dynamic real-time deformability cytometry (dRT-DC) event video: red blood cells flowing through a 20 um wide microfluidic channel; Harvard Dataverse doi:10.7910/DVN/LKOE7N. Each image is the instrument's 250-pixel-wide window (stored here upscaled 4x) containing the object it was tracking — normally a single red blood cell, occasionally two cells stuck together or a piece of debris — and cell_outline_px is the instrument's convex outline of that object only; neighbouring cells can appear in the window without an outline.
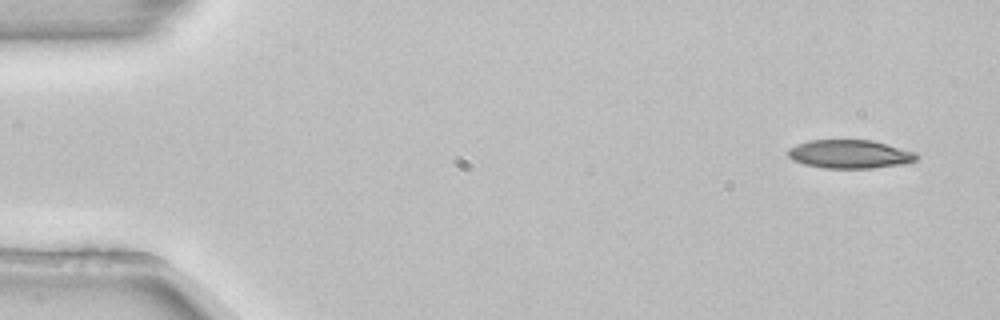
{"species": "common noctule bat (a hibernating species)", "species_latin": "Nyctalus noctula", "temperature_condition": "room temperature", "stored_images_in_passage": 4, "segment_of_instrument_passage": [2, 2], "camera_frame_rate_fps": 3000, "um_per_image_px": 0.085, "animal": {"sex": "female", "body_mass_g": 22.7, "forearm_length_mm": 54.2}, "frame": {"image": 1, "passage_image": 4, "time_ms": 1.0, "image_size_px": [1000, 320], "cell_outline_px": [[920, 156], [916, 160], [904, 164], [872, 168], [824, 168], [804, 164], [792, 160], [788, 156], [788, 148], [796, 144], [808, 140], [872, 140], [916, 152]], "centroid_in_image_um": [72.23, 13.1], "position_along_channel_um": 12.8, "area_um2": 21.5}}